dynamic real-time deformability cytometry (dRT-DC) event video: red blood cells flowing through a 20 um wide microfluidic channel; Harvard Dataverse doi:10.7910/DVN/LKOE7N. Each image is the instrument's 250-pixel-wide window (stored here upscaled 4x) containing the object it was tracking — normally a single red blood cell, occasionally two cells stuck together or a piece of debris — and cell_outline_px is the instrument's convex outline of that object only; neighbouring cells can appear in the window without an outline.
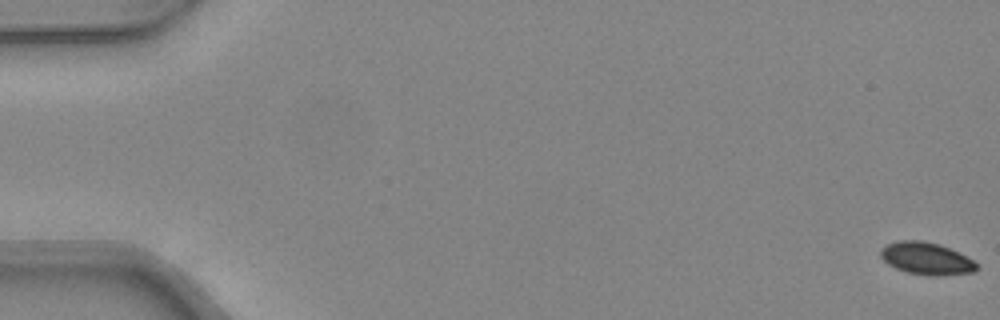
{"species": "common noctule bat (a hibernating species)", "species_latin": "Nyctalus noctula", "temperature_condition": "warm", "stored_images_in_passage": 49, "camera_frame_rate_fps": 3000, "um_per_image_px": 0.085, "animal": {"sex": "female", "body_mass_g": 24.6, "forearm_length_mm": 56.2}, "frame": {"image": 1, "passage_image": 1, "time_ms": 0.0, "image_size_px": [1000, 320], "cell_outline_px": [[980, 268], [976, 272], [944, 276], [928, 276], [908, 272], [896, 268], [888, 264], [880, 256], [880, 248], [896, 240], [924, 240], [940, 244], [972, 260]], "centroid_in_image_um": [78.74, 21.98], "position_along_channel_um": 6.3, "area_um2": 18.21}}
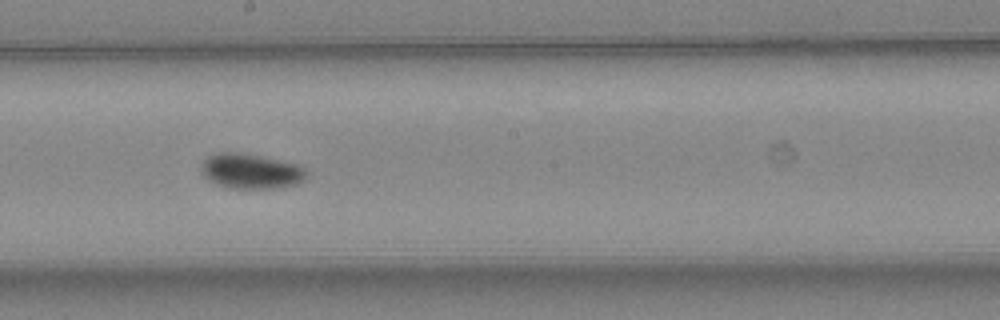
{"frame": {"image": 2, "passage_image": 28, "time_ms": 9.0, "image_size_px": [1000, 320], "cell_outline_px": [[308, 176], [304, 180], [296, 184], [280, 188], [228, 188], [216, 184], [208, 180], [200, 172], [200, 164], [208, 156], [216, 152], [240, 152], [260, 156], [296, 164], [304, 168], [308, 172]], "centroid_in_image_um": [21.29, 14.55], "position_along_channel_um": 226.9, "area_um2": 21.73}}
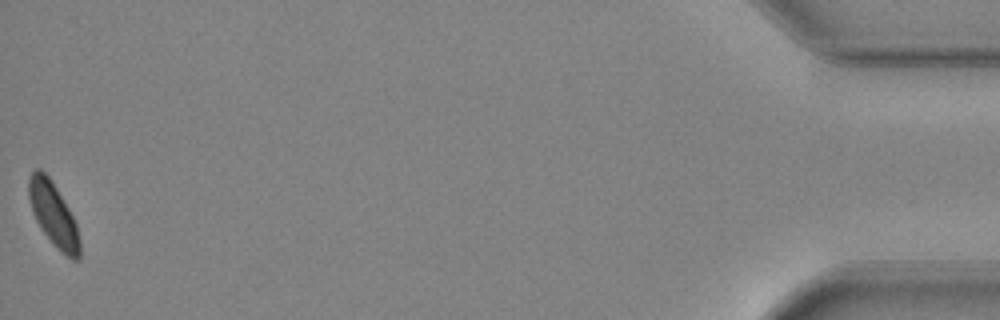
{"frame": {"image": 3, "passage_image": 49, "time_ms": 16.0, "image_size_px": [1000, 320], "cell_outline_px": [[80, 260], [72, 260], [60, 252], [56, 248], [40, 228], [32, 212], [28, 196], [28, 176], [36, 168], [40, 168], [48, 176], [56, 188], [68, 208], [76, 224], [80, 240]], "centroid_in_image_um": [4.53, 18.25], "position_along_channel_um": 430.7, "area_um2": 18.96}, "authors_computed_cell_mechanics": {"area_um2": 19.5942, "velocity_mm_per_s": 4.3284, "shape_relaxation_time_tau1_ms": 3.3704, "shape_relaxation_time_tau2_ms": null, "deformation_change_tau1": 0.0882, "deformation_change_tau2": null}}